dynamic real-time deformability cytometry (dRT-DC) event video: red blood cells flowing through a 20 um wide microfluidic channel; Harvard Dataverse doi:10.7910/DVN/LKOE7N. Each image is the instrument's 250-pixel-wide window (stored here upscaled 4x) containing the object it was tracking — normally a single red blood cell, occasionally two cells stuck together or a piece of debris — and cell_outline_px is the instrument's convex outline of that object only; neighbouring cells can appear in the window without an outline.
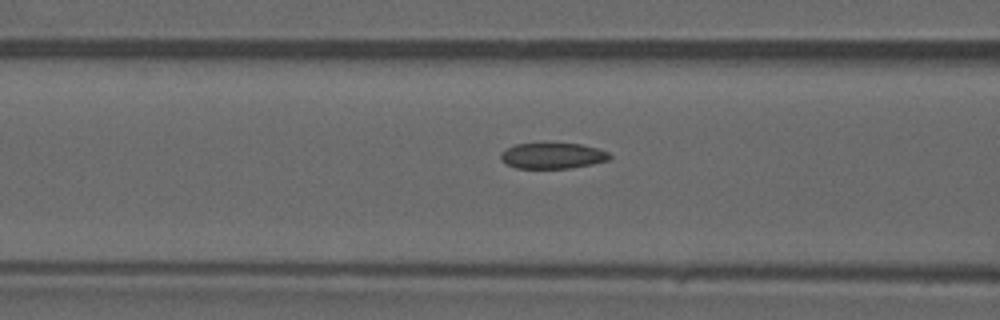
{"species": "common noctule bat (a hibernating species)", "species_latin": "Nyctalus noctula", "temperature_condition": "warm", "stored_images_in_passage": 14, "camera_frame_rate_fps": 3000, "um_per_image_px": 0.085, "animal": {"sex": "male", "forearm_length_mm": 52.5}, "frame": {"image": 1, "passage_image": 12, "time_ms": 3.667, "image_size_px": [1000, 320], "cell_outline_px": [[612, 156], [608, 160], [592, 164], [572, 168], [516, 168], [500, 160], [500, 152], [516, 144], [580, 144], [596, 148], [608, 152]], "centroid_in_image_um": [46.96, 13.25], "position_along_channel_um": 119.6, "area_um2": 16.18}}